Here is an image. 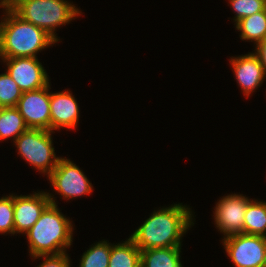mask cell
<instances>
[{
    "instance_id": "obj_23",
    "label": "cell",
    "mask_w": 266,
    "mask_h": 267,
    "mask_svg": "<svg viewBox=\"0 0 266 267\" xmlns=\"http://www.w3.org/2000/svg\"><path fill=\"white\" fill-rule=\"evenodd\" d=\"M44 259V261L37 267H71L70 257L66 252L50 255H37L33 259Z\"/></svg>"
},
{
    "instance_id": "obj_18",
    "label": "cell",
    "mask_w": 266,
    "mask_h": 267,
    "mask_svg": "<svg viewBox=\"0 0 266 267\" xmlns=\"http://www.w3.org/2000/svg\"><path fill=\"white\" fill-rule=\"evenodd\" d=\"M244 216L245 234L266 237V202L250 200Z\"/></svg>"
},
{
    "instance_id": "obj_21",
    "label": "cell",
    "mask_w": 266,
    "mask_h": 267,
    "mask_svg": "<svg viewBox=\"0 0 266 267\" xmlns=\"http://www.w3.org/2000/svg\"><path fill=\"white\" fill-rule=\"evenodd\" d=\"M232 10L236 13L235 24L241 19L259 13L266 9V0H228Z\"/></svg>"
},
{
    "instance_id": "obj_5",
    "label": "cell",
    "mask_w": 266,
    "mask_h": 267,
    "mask_svg": "<svg viewBox=\"0 0 266 267\" xmlns=\"http://www.w3.org/2000/svg\"><path fill=\"white\" fill-rule=\"evenodd\" d=\"M52 133L53 131L49 130L28 129L14 141L18 154L47 176L58 165L61 158L55 154Z\"/></svg>"
},
{
    "instance_id": "obj_2",
    "label": "cell",
    "mask_w": 266,
    "mask_h": 267,
    "mask_svg": "<svg viewBox=\"0 0 266 267\" xmlns=\"http://www.w3.org/2000/svg\"><path fill=\"white\" fill-rule=\"evenodd\" d=\"M48 196L50 204L26 232L31 257L66 252L73 242L72 221L61 214L54 197L49 193Z\"/></svg>"
},
{
    "instance_id": "obj_12",
    "label": "cell",
    "mask_w": 266,
    "mask_h": 267,
    "mask_svg": "<svg viewBox=\"0 0 266 267\" xmlns=\"http://www.w3.org/2000/svg\"><path fill=\"white\" fill-rule=\"evenodd\" d=\"M230 63L235 79L246 97L255 92L263 83L266 75L259 57L255 53H248L232 57Z\"/></svg>"
},
{
    "instance_id": "obj_1",
    "label": "cell",
    "mask_w": 266,
    "mask_h": 267,
    "mask_svg": "<svg viewBox=\"0 0 266 267\" xmlns=\"http://www.w3.org/2000/svg\"><path fill=\"white\" fill-rule=\"evenodd\" d=\"M192 211L186 205L172 204L154 211L130 236L142 251L151 248L181 247V239L193 226Z\"/></svg>"
},
{
    "instance_id": "obj_14",
    "label": "cell",
    "mask_w": 266,
    "mask_h": 267,
    "mask_svg": "<svg viewBox=\"0 0 266 267\" xmlns=\"http://www.w3.org/2000/svg\"><path fill=\"white\" fill-rule=\"evenodd\" d=\"M181 247L151 248L141 251V267H183Z\"/></svg>"
},
{
    "instance_id": "obj_16",
    "label": "cell",
    "mask_w": 266,
    "mask_h": 267,
    "mask_svg": "<svg viewBox=\"0 0 266 267\" xmlns=\"http://www.w3.org/2000/svg\"><path fill=\"white\" fill-rule=\"evenodd\" d=\"M236 29L240 31V39L254 42L255 46L266 39V9L238 21Z\"/></svg>"
},
{
    "instance_id": "obj_24",
    "label": "cell",
    "mask_w": 266,
    "mask_h": 267,
    "mask_svg": "<svg viewBox=\"0 0 266 267\" xmlns=\"http://www.w3.org/2000/svg\"><path fill=\"white\" fill-rule=\"evenodd\" d=\"M255 47L256 51L254 53L259 57L266 75V39L259 42Z\"/></svg>"
},
{
    "instance_id": "obj_7",
    "label": "cell",
    "mask_w": 266,
    "mask_h": 267,
    "mask_svg": "<svg viewBox=\"0 0 266 267\" xmlns=\"http://www.w3.org/2000/svg\"><path fill=\"white\" fill-rule=\"evenodd\" d=\"M47 177L55 192L64 199L81 197L93 191L92 183L84 172L66 157L59 159L58 165Z\"/></svg>"
},
{
    "instance_id": "obj_15",
    "label": "cell",
    "mask_w": 266,
    "mask_h": 267,
    "mask_svg": "<svg viewBox=\"0 0 266 267\" xmlns=\"http://www.w3.org/2000/svg\"><path fill=\"white\" fill-rule=\"evenodd\" d=\"M109 267H141V250L130 237L123 243L111 244Z\"/></svg>"
},
{
    "instance_id": "obj_3",
    "label": "cell",
    "mask_w": 266,
    "mask_h": 267,
    "mask_svg": "<svg viewBox=\"0 0 266 267\" xmlns=\"http://www.w3.org/2000/svg\"><path fill=\"white\" fill-rule=\"evenodd\" d=\"M0 22V58L34 57L56 41L44 30L19 17L11 8Z\"/></svg>"
},
{
    "instance_id": "obj_4",
    "label": "cell",
    "mask_w": 266,
    "mask_h": 267,
    "mask_svg": "<svg viewBox=\"0 0 266 267\" xmlns=\"http://www.w3.org/2000/svg\"><path fill=\"white\" fill-rule=\"evenodd\" d=\"M11 9L22 19L49 34L56 42V28L66 25L81 11L66 0H13Z\"/></svg>"
},
{
    "instance_id": "obj_22",
    "label": "cell",
    "mask_w": 266,
    "mask_h": 267,
    "mask_svg": "<svg viewBox=\"0 0 266 267\" xmlns=\"http://www.w3.org/2000/svg\"><path fill=\"white\" fill-rule=\"evenodd\" d=\"M0 233L14 235V195L0 198Z\"/></svg>"
},
{
    "instance_id": "obj_8",
    "label": "cell",
    "mask_w": 266,
    "mask_h": 267,
    "mask_svg": "<svg viewBox=\"0 0 266 267\" xmlns=\"http://www.w3.org/2000/svg\"><path fill=\"white\" fill-rule=\"evenodd\" d=\"M49 89L50 84L38 90L25 91L18 100L16 108L29 129L51 131Z\"/></svg>"
},
{
    "instance_id": "obj_13",
    "label": "cell",
    "mask_w": 266,
    "mask_h": 267,
    "mask_svg": "<svg viewBox=\"0 0 266 267\" xmlns=\"http://www.w3.org/2000/svg\"><path fill=\"white\" fill-rule=\"evenodd\" d=\"M71 91L50 92L51 131L60 128L75 129L79 119V106Z\"/></svg>"
},
{
    "instance_id": "obj_10",
    "label": "cell",
    "mask_w": 266,
    "mask_h": 267,
    "mask_svg": "<svg viewBox=\"0 0 266 267\" xmlns=\"http://www.w3.org/2000/svg\"><path fill=\"white\" fill-rule=\"evenodd\" d=\"M1 60L6 62V71L23 92L38 90L49 84L46 70L37 57L1 58Z\"/></svg>"
},
{
    "instance_id": "obj_17",
    "label": "cell",
    "mask_w": 266,
    "mask_h": 267,
    "mask_svg": "<svg viewBox=\"0 0 266 267\" xmlns=\"http://www.w3.org/2000/svg\"><path fill=\"white\" fill-rule=\"evenodd\" d=\"M24 118L16 107H0V140L13 138V142L28 130Z\"/></svg>"
},
{
    "instance_id": "obj_25",
    "label": "cell",
    "mask_w": 266,
    "mask_h": 267,
    "mask_svg": "<svg viewBox=\"0 0 266 267\" xmlns=\"http://www.w3.org/2000/svg\"><path fill=\"white\" fill-rule=\"evenodd\" d=\"M12 4L13 0H0V7H2L5 11L10 9L12 7Z\"/></svg>"
},
{
    "instance_id": "obj_26",
    "label": "cell",
    "mask_w": 266,
    "mask_h": 267,
    "mask_svg": "<svg viewBox=\"0 0 266 267\" xmlns=\"http://www.w3.org/2000/svg\"><path fill=\"white\" fill-rule=\"evenodd\" d=\"M263 267H266V254H265V259H264V265Z\"/></svg>"
},
{
    "instance_id": "obj_19",
    "label": "cell",
    "mask_w": 266,
    "mask_h": 267,
    "mask_svg": "<svg viewBox=\"0 0 266 267\" xmlns=\"http://www.w3.org/2000/svg\"><path fill=\"white\" fill-rule=\"evenodd\" d=\"M110 252L109 241H99L83 253L79 267H109Z\"/></svg>"
},
{
    "instance_id": "obj_20",
    "label": "cell",
    "mask_w": 266,
    "mask_h": 267,
    "mask_svg": "<svg viewBox=\"0 0 266 267\" xmlns=\"http://www.w3.org/2000/svg\"><path fill=\"white\" fill-rule=\"evenodd\" d=\"M22 93L7 71L0 74V107H16Z\"/></svg>"
},
{
    "instance_id": "obj_6",
    "label": "cell",
    "mask_w": 266,
    "mask_h": 267,
    "mask_svg": "<svg viewBox=\"0 0 266 267\" xmlns=\"http://www.w3.org/2000/svg\"><path fill=\"white\" fill-rule=\"evenodd\" d=\"M222 243L235 267H263L266 237L241 233L223 238Z\"/></svg>"
},
{
    "instance_id": "obj_11",
    "label": "cell",
    "mask_w": 266,
    "mask_h": 267,
    "mask_svg": "<svg viewBox=\"0 0 266 267\" xmlns=\"http://www.w3.org/2000/svg\"><path fill=\"white\" fill-rule=\"evenodd\" d=\"M49 204L48 192H34L27 196L14 195V234H26Z\"/></svg>"
},
{
    "instance_id": "obj_9",
    "label": "cell",
    "mask_w": 266,
    "mask_h": 267,
    "mask_svg": "<svg viewBox=\"0 0 266 267\" xmlns=\"http://www.w3.org/2000/svg\"><path fill=\"white\" fill-rule=\"evenodd\" d=\"M250 199L241 194L222 197L215 206L214 222L224 238L244 233V218Z\"/></svg>"
}]
</instances>
